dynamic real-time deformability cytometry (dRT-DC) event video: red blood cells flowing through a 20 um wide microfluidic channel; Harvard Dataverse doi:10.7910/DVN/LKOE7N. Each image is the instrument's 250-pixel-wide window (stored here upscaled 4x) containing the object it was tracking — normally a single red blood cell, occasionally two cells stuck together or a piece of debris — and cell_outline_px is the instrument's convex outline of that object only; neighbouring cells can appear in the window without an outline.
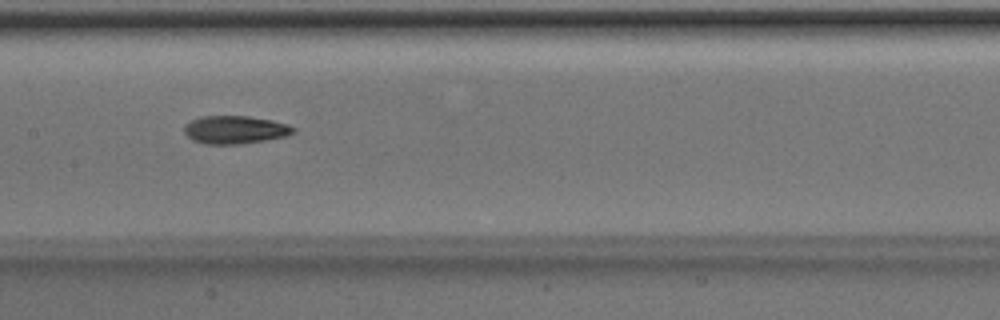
{"species": "Egyptian fruit bat (a non-hibernating species)", "species_latin": "Rousettus aegyptiacus", "temperature_condition": "room temperature", "stored_images_in_passage": 50, "camera_frame_rate_fps": 3000, "um_per_image_px": 0.085, "animal": {"sex": "male"}, "frame": {"image": 1, "passage_image": 25, "time_ms": 8.0, "image_size_px": [1000, 320], "cell_outline_px": [[296, 132], [288, 136], [240, 144], [204, 144], [192, 140], [184, 132], [184, 124], [200, 116], [248, 116], [272, 120], [288, 124], [296, 128]], "centroid_in_image_um": [19.99, 11.03], "position_along_channel_um": 187.4, "area_um2": 17.98}}
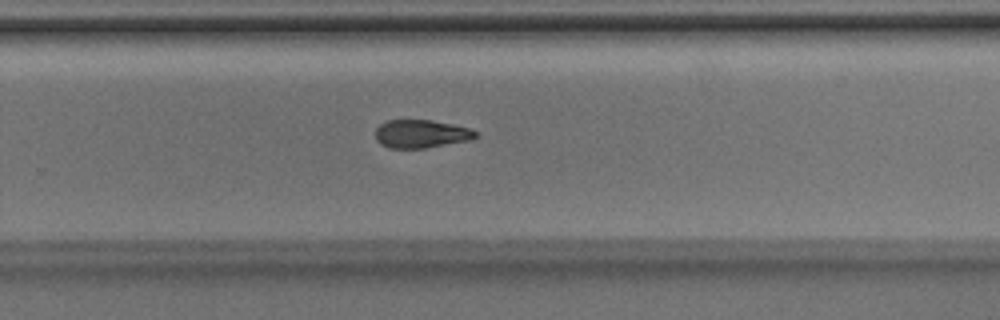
{"frame": {"image": 2, "passage_image": 33, "time_ms": 10.667, "image_size_px": [1000, 320], "cell_outline_px": [[480, 136], [472, 140], [424, 148], [388, 148], [380, 144], [376, 140], [376, 128], [380, 124], [388, 120], [432, 120], [452, 124], [468, 128], [476, 132]], "centroid_in_image_um": [35.8, 11.38], "position_along_channel_um": 294.0, "area_um2": 16.53}}
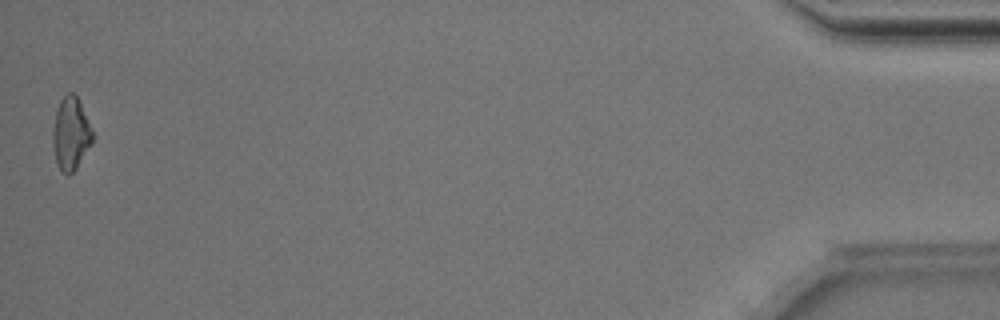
{"frame": {"image": 3, "passage_image": 50, "time_ms": 16.333, "image_size_px": [1000, 320], "cell_outline_px": [[92, 144], [76, 168], [68, 176], [60, 172], [56, 164], [52, 140], [52, 132], [56, 112], [60, 100], [68, 92], [72, 92], [76, 96], [92, 128]], "centroid_in_image_um": [6.0, 11.41], "position_along_channel_um": 429.2, "area_um2": 16.82}, "authors_computed_cell_mechanics": {"area_um2": 17.5712, "velocity_mm_per_s": 4.0323, "shape_relaxation_time_tau1_ms": 3.7647, "shape_relaxation_time_tau2_ms": 4.9033, "deformation_change_tau1": 0.1396, "deformation_change_tau2": 0.1288}}